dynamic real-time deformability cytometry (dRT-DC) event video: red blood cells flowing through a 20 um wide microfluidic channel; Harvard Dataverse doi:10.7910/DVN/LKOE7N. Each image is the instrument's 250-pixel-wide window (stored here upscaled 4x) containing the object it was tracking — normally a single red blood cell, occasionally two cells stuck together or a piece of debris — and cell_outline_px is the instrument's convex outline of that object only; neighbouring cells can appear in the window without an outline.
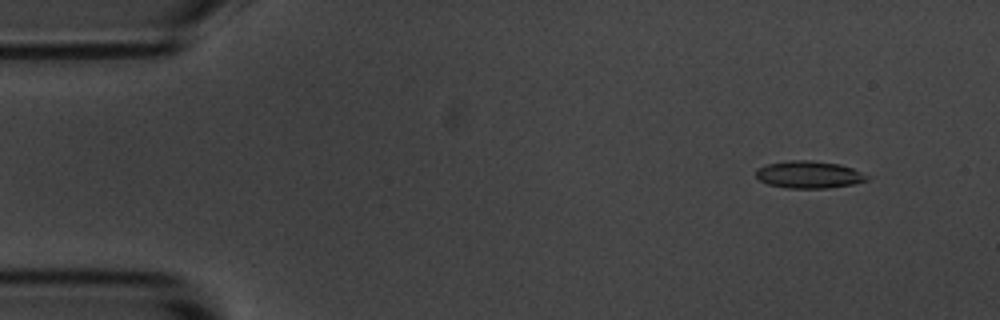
{"species": "common noctule bat (a hibernating species)", "species_latin": "Nyctalus noctula", "temperature_condition": "room temperature", "stored_images_in_passage": 4, "camera_frame_rate_fps": 3000, "um_per_image_px": 0.085, "animal": {"sex": "male", "body_mass_g": 20.1, "forearm_length_mm": 53.5}, "frame": {"image": 1, "passage_image": 1, "time_ms": 0.0, "image_size_px": [1000, 320], "cell_outline_px": [[872, 176], [868, 180], [852, 184], [828, 188], [788, 188], [768, 184], [760, 180], [756, 176], [756, 172], [760, 168], [768, 164], [788, 160], [812, 160], [840, 164], [852, 168]], "centroid_in_image_um": [68.81, 14.84], "position_along_channel_um": 16.2, "area_um2": 17.63}}
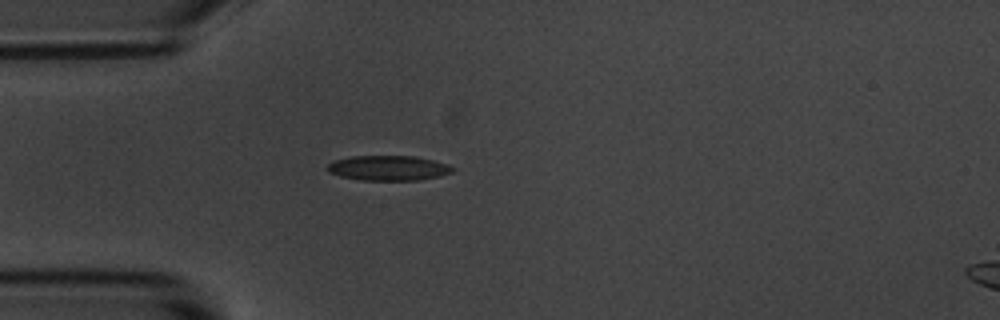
{"frame": {"image": 2, "passage_image": 4, "time_ms": 3.333, "image_size_px": [1000, 320], "cell_outline_px": [[456, 168], [452, 172], [440, 176], [416, 180], [360, 180], [340, 176], [328, 172], [328, 164], [332, 160], [352, 156], [416, 156], [448, 164]], "centroid_in_image_um": [33.01, 14.28], "position_along_channel_um": 52.0, "area_um2": 18.26}}